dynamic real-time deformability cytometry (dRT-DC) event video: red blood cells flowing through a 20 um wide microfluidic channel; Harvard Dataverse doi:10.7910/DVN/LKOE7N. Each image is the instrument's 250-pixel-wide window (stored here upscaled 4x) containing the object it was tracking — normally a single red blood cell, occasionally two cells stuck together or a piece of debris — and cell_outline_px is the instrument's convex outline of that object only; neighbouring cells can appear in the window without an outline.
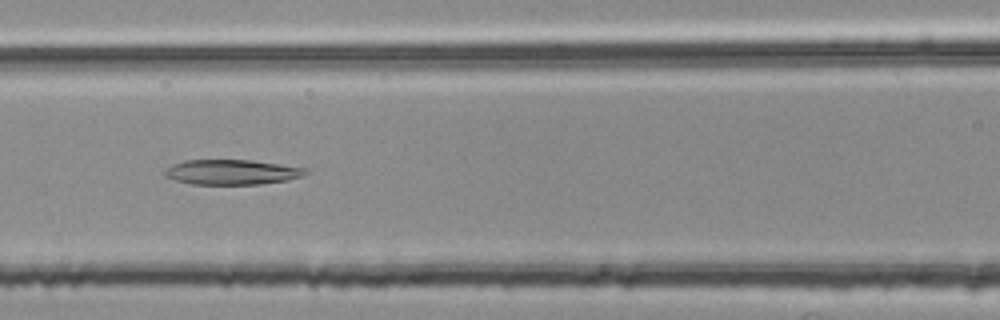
{"species": "common noctule bat (a hibernating species)", "species_latin": "Nyctalus noctula", "temperature_condition": "room temperature", "stored_images_in_passage": 53, "camera_frame_rate_fps": 3000, "um_per_image_px": 0.085, "animal": {"sex": "female", "body_mass_g": 25.1}, "frame": {"image": 1, "passage_image": 23, "time_ms": 7.333, "image_size_px": [1000, 320], "cell_outline_px": [[308, 172], [304, 176], [284, 180], [260, 184], [192, 184], [176, 180], [164, 176], [164, 168], [172, 164], [184, 160], [252, 160], [308, 168]], "centroid_in_image_um": [19.69, 14.62], "position_along_channel_um": 146.9, "area_um2": 20.58}}
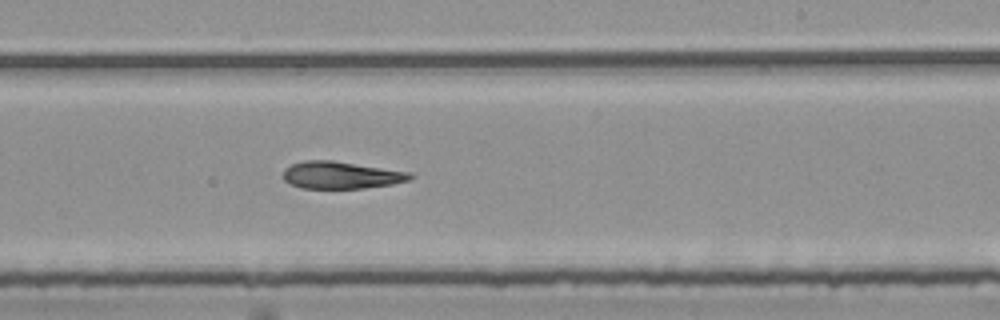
{"frame": {"image": 2, "passage_image": 32, "time_ms": 10.333, "image_size_px": [1000, 320], "cell_outline_px": [[416, 176], [408, 180], [392, 184], [364, 188], [300, 188], [288, 184], [284, 180], [284, 168], [292, 164], [304, 160], [332, 160], [412, 172]], "centroid_in_image_um": [28.99, 14.88], "position_along_channel_um": 260.0, "area_um2": 20.29}}
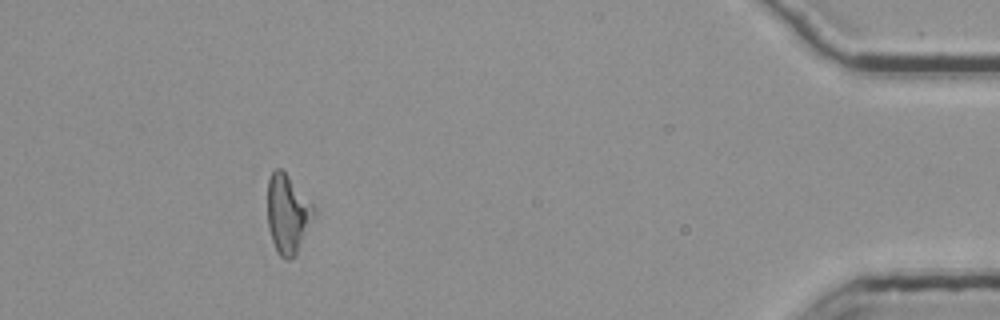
{"frame": {"image": 3, "passage_image": 49, "time_ms": 16.0, "image_size_px": [1000, 320], "cell_outline_px": [[316, 212], [296, 256], [288, 260], [284, 260], [276, 252], [268, 228], [268, 180], [272, 172], [276, 168], [280, 168], [288, 176], [316, 208]], "centroid_in_image_um": [24.45, 18.23], "position_along_channel_um": 410.7, "area_um2": 21.27}}